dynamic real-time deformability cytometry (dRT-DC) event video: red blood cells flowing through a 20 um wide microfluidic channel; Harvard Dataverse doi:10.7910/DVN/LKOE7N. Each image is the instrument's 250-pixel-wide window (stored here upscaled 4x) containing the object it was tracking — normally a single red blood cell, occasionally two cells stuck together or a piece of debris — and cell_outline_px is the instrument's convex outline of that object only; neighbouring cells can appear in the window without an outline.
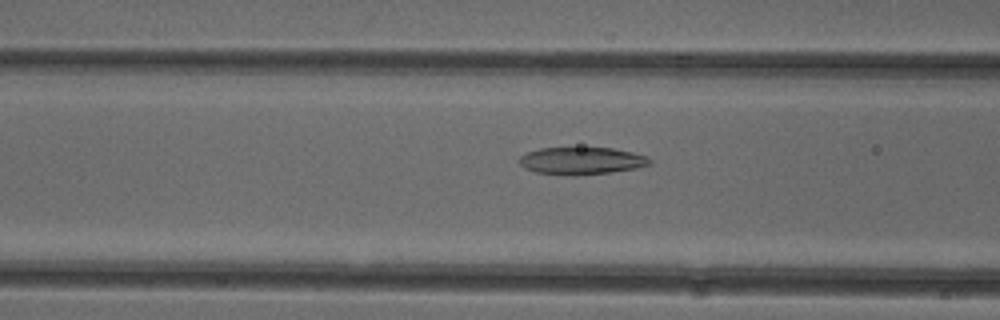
{"species": "common noctule bat (a hibernating species)", "species_latin": "Nyctalus noctula", "temperature_condition": "cold", "stored_images_in_passage": 52, "camera_frame_rate_fps": 3000, "um_per_image_px": 0.085, "animal": {"sex": "female"}, "frame": {"image": 1, "passage_image": 20, "time_ms": 6.333, "image_size_px": [1000, 320], "cell_outline_px": [[652, 164], [636, 168], [612, 172], [576, 176], [572, 176], [536, 172], [524, 168], [516, 160], [520, 156], [528, 152], [540, 148], [612, 148], [632, 152], [648, 156], [652, 160]], "centroid_in_image_um": [49.43, 13.67], "position_along_channel_um": 117.2, "area_um2": 20.98}}
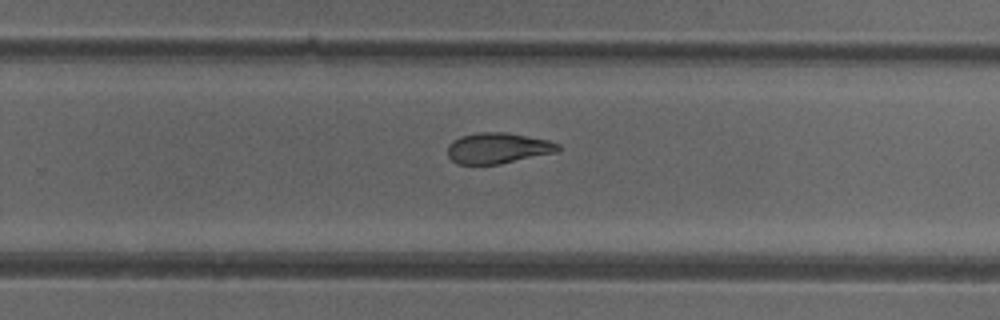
{"frame": {"image": 2, "passage_image": 33, "time_ms": 10.667, "image_size_px": [1000, 320], "cell_outline_px": [[560, 148], [556, 152], [500, 164], [456, 164], [448, 156], [448, 144], [452, 140], [460, 136], [476, 132], [504, 132], [548, 140], [560, 144]], "centroid_in_image_um": [42.28, 12.59], "position_along_channel_um": 287.5, "area_um2": 19.83}}
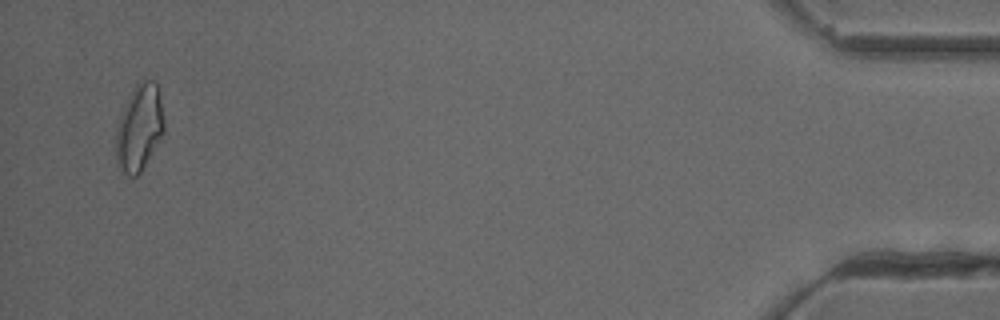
{"frame": {"image": 3, "passage_image": 50, "time_ms": 16.333, "image_size_px": [1000, 320], "cell_outline_px": [[164, 132], [140, 172], [136, 176], [128, 176], [120, 168], [116, 160], [116, 128], [120, 116], [128, 96], [136, 84], [144, 80], [152, 80], [156, 84], [160, 92], [164, 120]], "centroid_in_image_um": [11.84, 10.83], "position_along_channel_um": 423.4, "area_um2": 24.04}, "authors_computed_cell_mechanics": {"area_um2": 21.7328, "velocity_mm_per_s": 3.9364, "shape_relaxation_time_tau1_ms": null, "shape_relaxation_time_tau2_ms": 4.728, "deformation_change_tau1": null, "deformation_change_tau2": 0.1288}}